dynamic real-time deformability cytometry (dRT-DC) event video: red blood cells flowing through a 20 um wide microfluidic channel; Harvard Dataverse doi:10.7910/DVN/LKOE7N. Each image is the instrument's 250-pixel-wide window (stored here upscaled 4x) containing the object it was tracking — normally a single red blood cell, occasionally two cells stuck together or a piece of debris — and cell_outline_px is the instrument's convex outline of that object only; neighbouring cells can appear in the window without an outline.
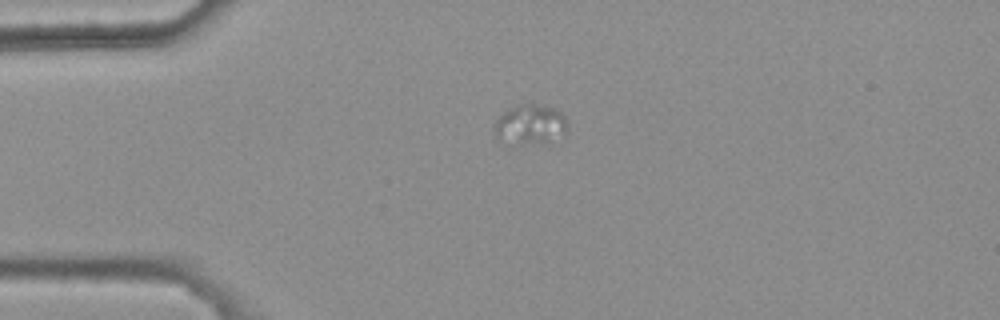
{"species": "common noctule bat (a hibernating species)", "species_latin": "Nyctalus noctula", "temperature_condition": "warm", "stored_images_in_passage": 3, "camera_frame_rate_fps": 3000, "um_per_image_px": 0.085, "animal": {"sex": "female", "body_mass_g": 25.1}, "frame": {"image": 1, "passage_image": 3, "time_ms": 0.667, "image_size_px": [1000, 320], "cell_outline_px": [[568, 132], [544, 144], [520, 144], [496, 136], [496, 120], [508, 108], [516, 104], [536, 104], [556, 108], [564, 116], [568, 124]], "centroid_in_image_um": [45.15, 10.56], "position_along_channel_um": 39.9, "area_um2": 16.88}}